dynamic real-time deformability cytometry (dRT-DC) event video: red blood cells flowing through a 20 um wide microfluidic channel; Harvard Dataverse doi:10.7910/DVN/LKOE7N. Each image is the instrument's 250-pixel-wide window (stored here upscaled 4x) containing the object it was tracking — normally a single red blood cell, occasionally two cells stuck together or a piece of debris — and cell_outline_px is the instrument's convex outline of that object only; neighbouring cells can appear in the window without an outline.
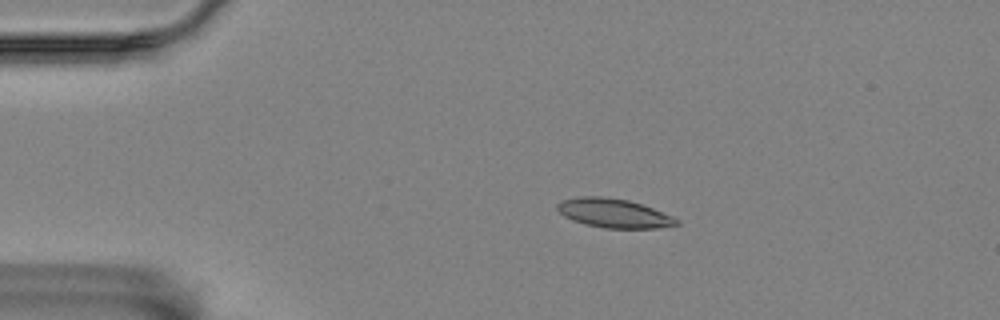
{"species": "Egyptian fruit bat (a non-hibernating species)", "species_latin": "Rousettus aegyptiacus", "temperature_condition": "room temperature", "stored_images_in_passage": 9, "camera_frame_rate_fps": 3000, "um_per_image_px": 0.085, "animal": {"sex": "female"}, "frame": {"image": 1, "passage_image": 1, "time_ms": 0.0, "image_size_px": [1000, 320], "cell_outline_px": [[680, 224], [656, 228], [604, 228], [584, 224], [572, 220], [564, 216], [556, 208], [556, 204], [560, 200], [580, 196], [600, 196], [628, 200], [652, 208], [672, 216], [680, 220]], "centroid_in_image_um": [52.14, 18.12], "position_along_channel_um": 32.9, "area_um2": 20.17}}
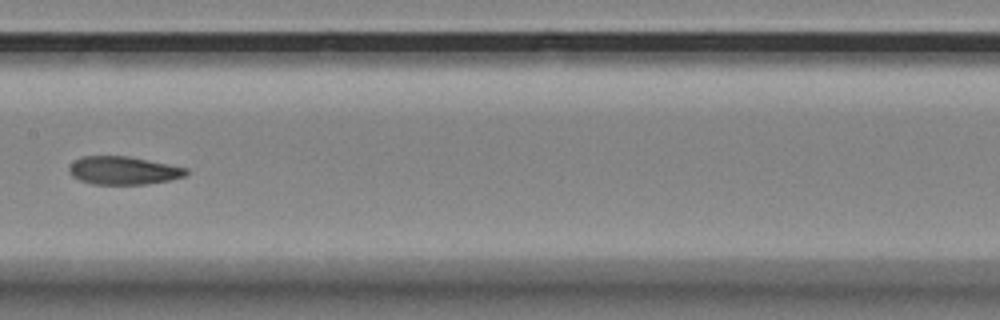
{"frame": {"image": 2, "passage_image": 6, "time_ms": 6.0, "image_size_px": [1000, 320], "cell_outline_px": [[188, 176], [168, 180], [144, 184], [92, 184], [80, 180], [72, 176], [68, 172], [68, 168], [80, 156], [128, 156], [188, 168]], "centroid_in_image_um": [10.49, 14.49], "position_along_channel_um": 196.9, "area_um2": 19.13}}
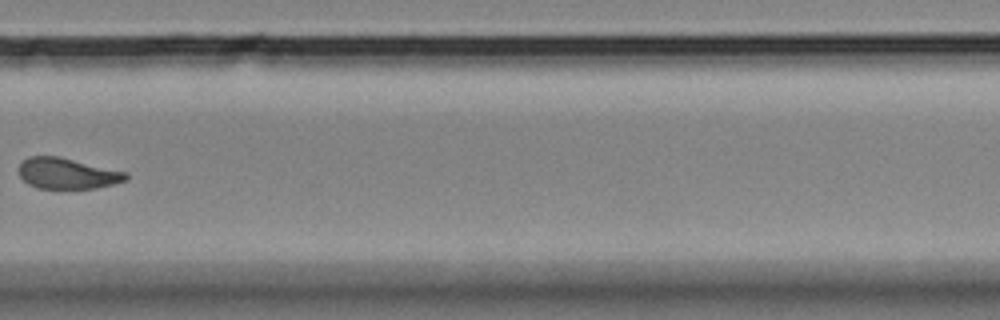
{"frame": {"image": 3, "passage_image": 9, "time_ms": 9.667, "image_size_px": [1000, 320], "cell_outline_px": [[128, 180], [96, 188], [36, 188], [28, 184], [20, 176], [20, 164], [28, 156], [56, 156], [128, 172]], "centroid_in_image_um": [5.73, 14.75], "position_along_channel_um": 324.1, "area_um2": 19.07}}